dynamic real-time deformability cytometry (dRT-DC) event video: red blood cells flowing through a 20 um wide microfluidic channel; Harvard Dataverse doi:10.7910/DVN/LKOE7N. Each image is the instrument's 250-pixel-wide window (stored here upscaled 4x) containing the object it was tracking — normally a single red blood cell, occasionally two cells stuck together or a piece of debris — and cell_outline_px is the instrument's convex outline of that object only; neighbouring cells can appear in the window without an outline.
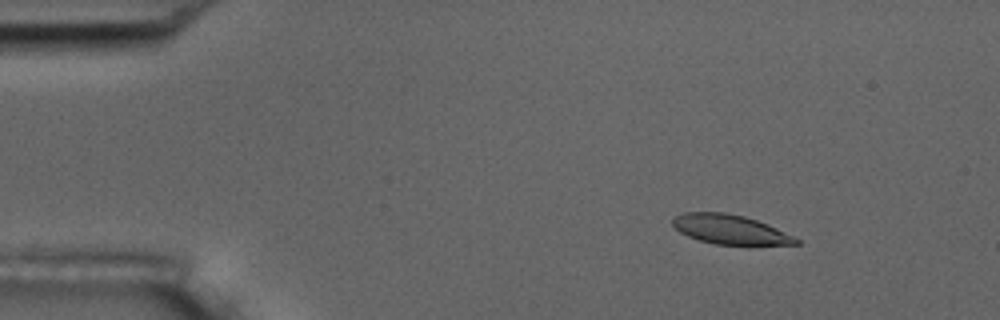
{"species": "common noctule bat (a hibernating species)", "species_latin": "Nyctalus noctula", "temperature_condition": "room temperature", "stored_images_in_passage": 9, "camera_frame_rate_fps": 3000, "um_per_image_px": 0.085, "animal": {"sex": "male", "body_mass_g": 17.5, "forearm_length_mm": 52.3}, "frame": {"image": 1, "passage_image": 3, "time_ms": 0.667, "image_size_px": [1000, 320], "cell_outline_px": [[800, 244], [716, 244], [700, 240], [688, 236], [680, 232], [672, 224], [672, 220], [676, 216], [684, 212], [724, 212], [744, 216], [768, 224], [800, 240]], "centroid_in_image_um": [62.03, 19.49], "position_along_channel_um": 23.0, "area_um2": 20.75}}
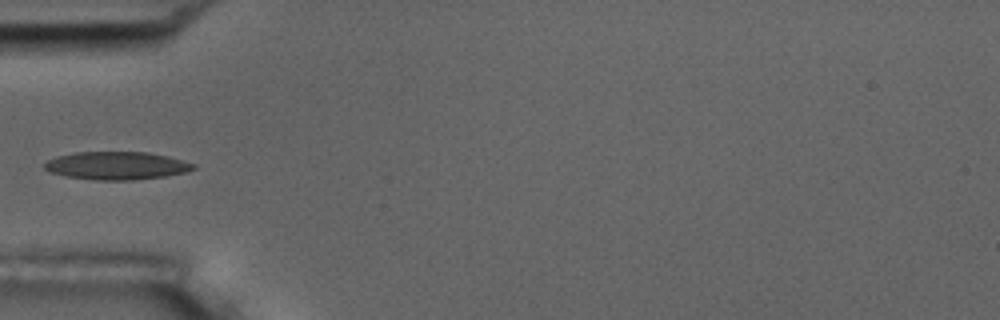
{"frame": {"image": 2, "passage_image": 6, "time_ms": 1.667, "image_size_px": [1000, 320], "cell_outline_px": [[196, 168], [188, 172], [164, 176], [132, 180], [96, 180], [64, 176], [48, 172], [44, 168], [44, 164], [48, 160], [56, 156], [76, 152], [148, 152], [168, 156], [196, 164]], "centroid_in_image_um": [9.91, 14.08], "position_along_channel_um": 75.1, "area_um2": 24.39}}
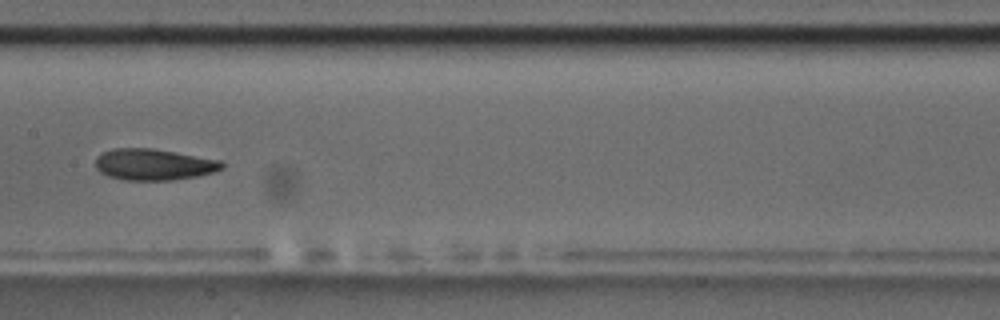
{"frame": {"image": 3, "passage_image": 9, "time_ms": 2.667, "image_size_px": [1000, 320], "cell_outline_px": [[224, 168], [216, 172], [200, 176], [172, 180], [124, 180], [108, 176], [100, 172], [96, 168], [96, 156], [100, 152], [112, 148], [152, 148], [220, 160], [224, 164]], "centroid_in_image_um": [13.06, 13.98], "position_along_channel_um": 194.3, "area_um2": 23.35}}